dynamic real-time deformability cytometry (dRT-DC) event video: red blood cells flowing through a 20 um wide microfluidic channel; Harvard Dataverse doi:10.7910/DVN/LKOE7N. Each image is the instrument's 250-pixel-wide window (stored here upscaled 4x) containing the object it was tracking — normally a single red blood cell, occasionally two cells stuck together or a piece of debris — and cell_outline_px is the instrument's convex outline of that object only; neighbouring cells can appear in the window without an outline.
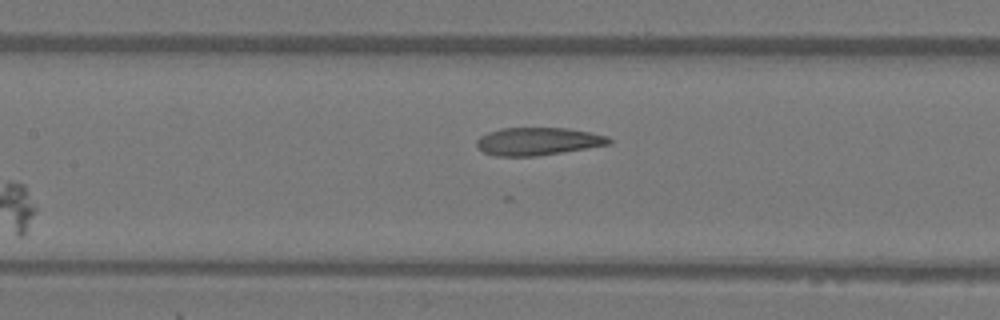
{"species": "Egyptian fruit bat (a non-hibernating species)", "species_latin": "Rousettus aegyptiacus", "temperature_condition": "warm", "stored_images_in_passage": 7, "camera_frame_rate_fps": 3000, "um_per_image_px": 0.085, "animal": {"sex": "female"}, "frame": {"image": 1, "passage_image": 7, "time_ms": 2.0, "image_size_px": [1000, 320], "cell_outline_px": [[612, 144], [536, 156], [496, 156], [484, 152], [476, 144], [476, 140], [480, 136], [488, 132], [500, 128], [568, 128], [592, 132], [608, 136], [612, 140]], "centroid_in_image_um": [45.75, 12.0], "position_along_channel_um": 161.7, "area_um2": 21.44}}